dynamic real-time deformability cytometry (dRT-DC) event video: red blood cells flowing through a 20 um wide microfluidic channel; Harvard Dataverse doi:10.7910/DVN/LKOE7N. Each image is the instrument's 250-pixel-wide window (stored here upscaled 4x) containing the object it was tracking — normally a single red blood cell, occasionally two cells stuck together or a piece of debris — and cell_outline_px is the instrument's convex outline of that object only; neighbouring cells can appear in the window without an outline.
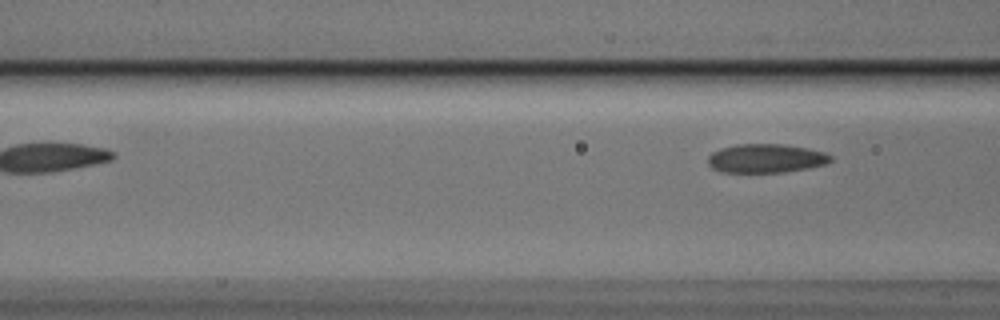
{"species": "Egyptian fruit bat (a non-hibernating species)", "species_latin": "Rousettus aegyptiacus", "temperature_condition": "cold", "stored_images_in_passage": 4, "camera_frame_rate_fps": 3000, "um_per_image_px": 0.085, "animal": {"sex": "male"}, "frame": {"image": 1, "passage_image": 4, "time_ms": 1.0, "image_size_px": [1000, 320], "cell_outline_px": [[832, 160], [828, 164], [808, 168], [780, 172], [720, 172], [712, 168], [708, 164], [708, 156], [712, 152], [720, 148], [736, 144], [784, 144], [808, 148], [824, 152], [832, 156]], "centroid_in_image_um": [65.1, 13.45], "position_along_channel_um": 101.5, "area_um2": 20.75}}